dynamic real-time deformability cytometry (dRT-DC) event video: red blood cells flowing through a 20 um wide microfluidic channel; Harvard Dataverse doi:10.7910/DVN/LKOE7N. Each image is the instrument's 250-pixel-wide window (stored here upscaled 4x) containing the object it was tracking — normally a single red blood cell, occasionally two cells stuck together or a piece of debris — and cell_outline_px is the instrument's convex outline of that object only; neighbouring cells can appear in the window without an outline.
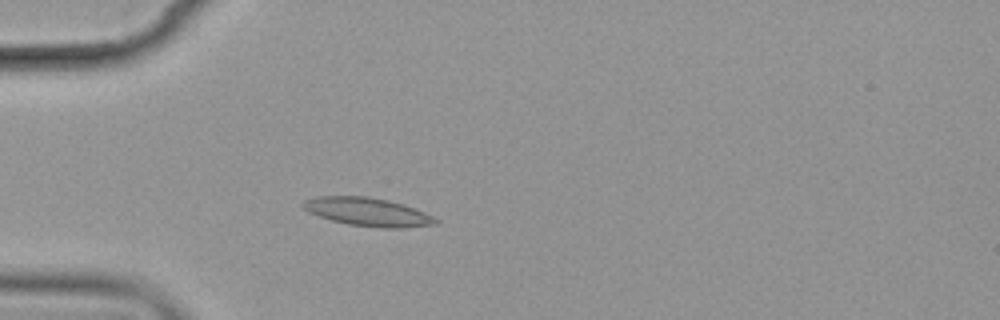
{"species": "common noctule bat (a hibernating species)", "species_latin": "Nyctalus noctula", "temperature_condition": "cold", "stored_images_in_passage": 6, "camera_frame_rate_fps": 3000, "um_per_image_px": 0.085, "animal": {"sex": "female", "body_mass_g": 19.9}, "frame": {"image": 1, "passage_image": 5, "time_ms": 4.667, "image_size_px": [1000, 320], "cell_outline_px": [[440, 224], [404, 228], [384, 228], [348, 224], [332, 220], [308, 212], [300, 204], [304, 200], [316, 196], [368, 196], [388, 200], [424, 212], [440, 220]], "centroid_in_image_um": [31.26, 18.01], "position_along_channel_um": 53.7, "area_um2": 21.85}}